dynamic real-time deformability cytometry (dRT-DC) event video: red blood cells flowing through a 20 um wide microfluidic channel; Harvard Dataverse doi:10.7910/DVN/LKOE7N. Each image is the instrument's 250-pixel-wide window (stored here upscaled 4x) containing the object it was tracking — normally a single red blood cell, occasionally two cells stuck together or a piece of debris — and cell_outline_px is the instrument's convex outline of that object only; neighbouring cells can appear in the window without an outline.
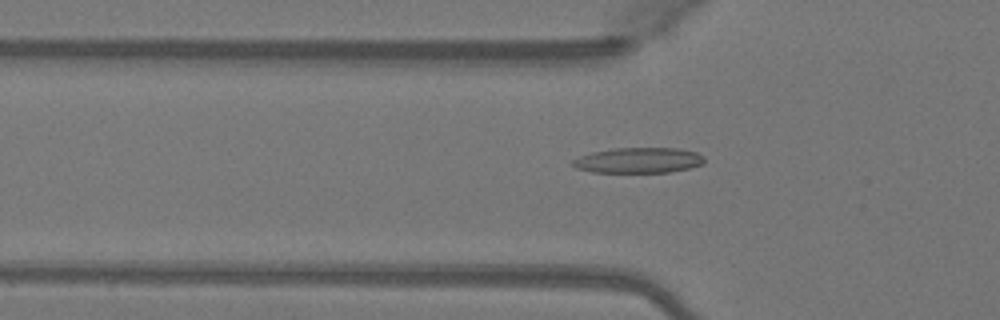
{"species": "Egyptian fruit bat (a non-hibernating species)", "species_latin": "Rousettus aegyptiacus", "temperature_condition": "warm", "stored_images_in_passage": 46, "camera_frame_rate_fps": 3000, "um_per_image_px": 0.085, "animal": {"sex": "female"}, "frame": {"image": 1, "passage_image": 17, "time_ms": 5.333, "image_size_px": [1000, 320], "cell_outline_px": [[704, 164], [688, 168], [668, 172], [592, 172], [576, 168], [572, 164], [572, 160], [580, 156], [592, 152], [612, 148], [676, 148], [696, 152], [704, 156]], "centroid_in_image_um": [54.27, 13.62], "position_along_channel_um": 71.5, "area_um2": 19.48}}
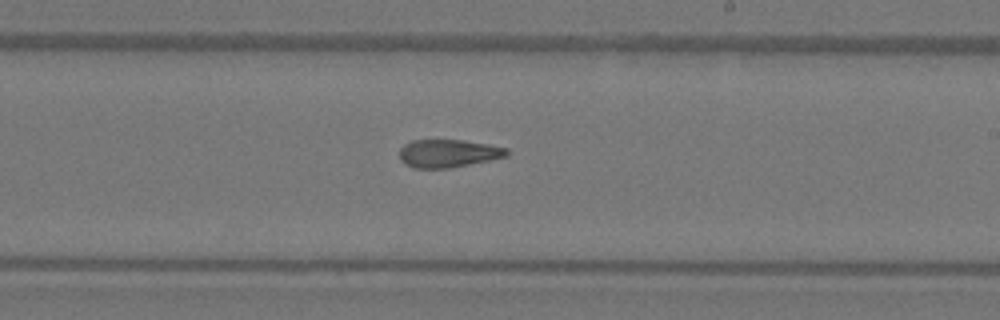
{"frame": {"image": 2, "passage_image": 30, "time_ms": 9.667, "image_size_px": [1000, 320], "cell_outline_px": [[508, 156], [452, 168], [412, 168], [404, 164], [400, 160], [400, 148], [404, 144], [412, 140], [464, 140], [488, 144], [508, 148]], "centroid_in_image_um": [38.08, 13.04], "position_along_channel_um": 250.9, "area_um2": 17.63}}
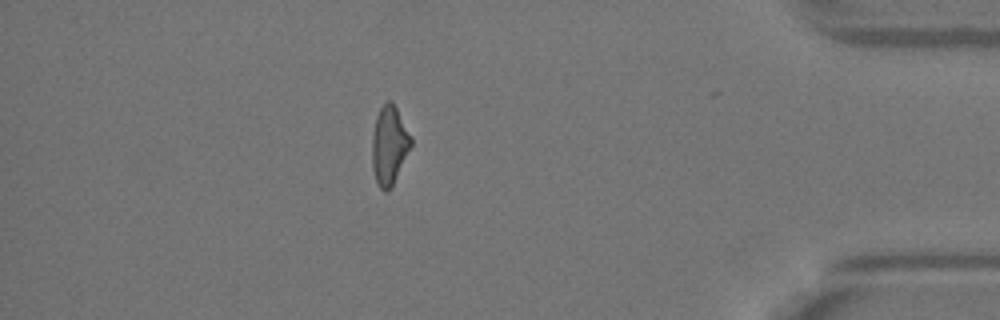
{"frame": {"image": 3, "passage_image": 44, "time_ms": 14.333, "image_size_px": [1000, 320], "cell_outline_px": [[412, 144], [392, 188], [388, 192], [384, 192], [380, 188], [376, 180], [372, 168], [372, 136], [376, 116], [380, 108], [388, 100], [396, 108], [412, 136]], "centroid_in_image_um": [33.09, 12.4], "position_along_channel_um": 402.1, "area_um2": 17.86}, "authors_computed_cell_mechanics": {"area_um2": 18.4671, "velocity_mm_per_s": 4.1205, "shape_relaxation_time_tau1_ms": null, "shape_relaxation_time_tau2_ms": 4.4413, "deformation_change_tau1": null, "deformation_change_tau2": 0.151}}